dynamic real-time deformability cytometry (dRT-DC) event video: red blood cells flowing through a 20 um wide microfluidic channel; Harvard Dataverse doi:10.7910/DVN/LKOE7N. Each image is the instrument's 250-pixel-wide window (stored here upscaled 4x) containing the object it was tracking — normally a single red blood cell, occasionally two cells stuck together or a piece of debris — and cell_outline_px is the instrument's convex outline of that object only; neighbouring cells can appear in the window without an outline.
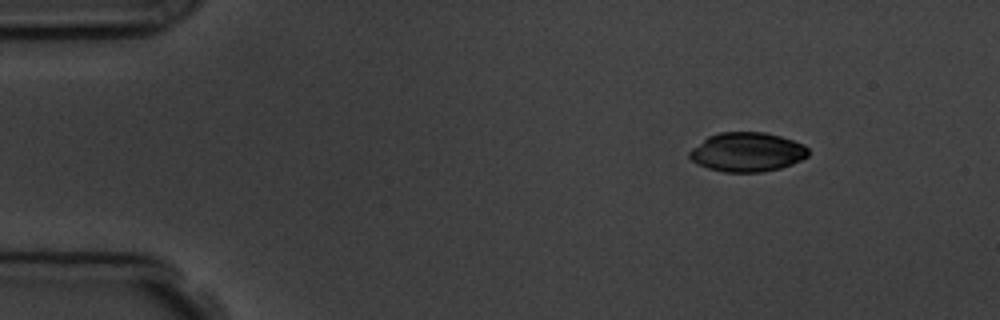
{"species": "common noctule bat (a hibernating species)", "species_latin": "Nyctalus noctula", "temperature_condition": "room temperature", "stored_images_in_passage": 3, "camera_frame_rate_fps": 3000, "um_per_image_px": 0.085, "animal": {"sex": "male", "body_mass_g": 19.5, "forearm_length_mm": 54.6}, "frame": {"image": 1, "passage_image": 1, "time_ms": 0.0, "image_size_px": [1000, 320], "cell_outline_px": [[808, 156], [792, 164], [780, 168], [760, 172], [724, 172], [708, 168], [696, 164], [688, 156], [688, 152], [692, 148], [708, 136], [720, 132], [764, 132], [780, 136], [804, 144], [808, 148]], "centroid_in_image_um": [63.49, 12.92], "position_along_channel_um": 21.5, "area_um2": 27.17}}